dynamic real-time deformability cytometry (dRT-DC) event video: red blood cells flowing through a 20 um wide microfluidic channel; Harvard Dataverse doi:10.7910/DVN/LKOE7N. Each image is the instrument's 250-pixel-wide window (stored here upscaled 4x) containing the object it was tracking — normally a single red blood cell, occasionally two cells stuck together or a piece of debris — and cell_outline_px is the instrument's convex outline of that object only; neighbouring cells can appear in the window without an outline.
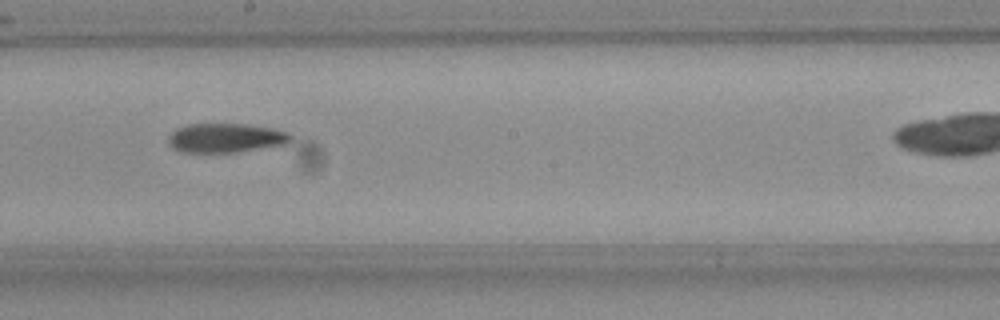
{"species": "Egyptian fruit bat (a non-hibernating species)", "species_latin": "Rousettus aegyptiacus", "temperature_condition": "room temperature", "stored_images_in_passage": 9, "camera_frame_rate_fps": 3000, "um_per_image_px": 0.085, "frame": {"image": 1, "passage_image": 6, "time_ms": 1.667, "image_size_px": [1000, 320], "cell_outline_px": [[292, 140], [284, 144], [236, 152], [180, 152], [172, 148], [168, 140], [168, 136], [176, 128], [188, 124], [244, 124], [272, 128], [288, 132], [292, 136]], "centroid_in_image_um": [19.16, 11.72], "position_along_channel_um": 229.0, "area_um2": 20.75}}